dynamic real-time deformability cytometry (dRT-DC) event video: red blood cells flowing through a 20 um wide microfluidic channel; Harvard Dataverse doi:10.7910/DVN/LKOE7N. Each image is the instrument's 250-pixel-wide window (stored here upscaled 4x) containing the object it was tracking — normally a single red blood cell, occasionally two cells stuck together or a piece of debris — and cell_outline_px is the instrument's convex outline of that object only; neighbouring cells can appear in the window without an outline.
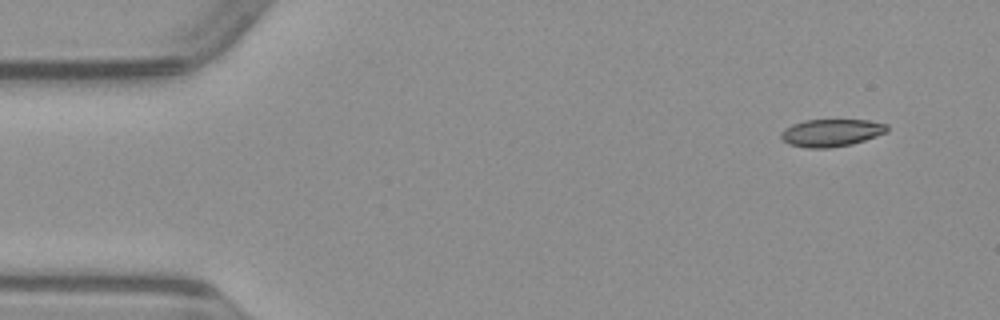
{"species": "common noctule bat (a hibernating species)", "species_latin": "Nyctalus noctula", "temperature_condition": "warm", "stored_images_in_passage": 11, "camera_frame_rate_fps": 3000, "um_per_image_px": 0.085, "animal": {"sex": "male", "body_mass_g": 23.1, "forearm_length_mm": 52.7}, "frame": {"image": 1, "passage_image": 1, "time_ms": 0.0, "image_size_px": [1000, 320], "cell_outline_px": [[888, 132], [852, 144], [828, 148], [808, 148], [788, 144], [780, 136], [780, 132], [784, 128], [792, 124], [804, 120], [868, 120], [888, 124]], "centroid_in_image_um": [70.65, 11.28], "position_along_channel_um": 14.3, "area_um2": 17.05}}
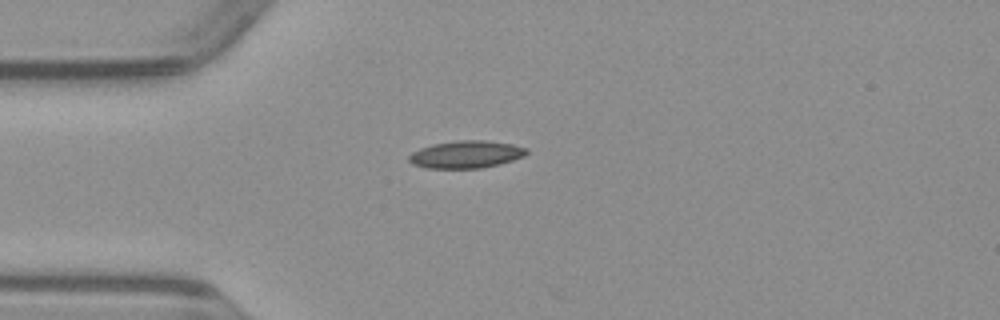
{"frame": {"image": 2, "passage_image": 10, "time_ms": 3.0, "image_size_px": [1000, 320], "cell_outline_px": [[528, 152], [524, 156], [500, 164], [480, 168], [428, 168], [412, 164], [408, 160], [408, 156], [412, 152], [420, 148], [432, 144], [456, 140], [484, 140], [512, 144], [528, 148]], "centroid_in_image_um": [39.61, 13.12], "position_along_channel_um": 45.4, "area_um2": 18.84}}